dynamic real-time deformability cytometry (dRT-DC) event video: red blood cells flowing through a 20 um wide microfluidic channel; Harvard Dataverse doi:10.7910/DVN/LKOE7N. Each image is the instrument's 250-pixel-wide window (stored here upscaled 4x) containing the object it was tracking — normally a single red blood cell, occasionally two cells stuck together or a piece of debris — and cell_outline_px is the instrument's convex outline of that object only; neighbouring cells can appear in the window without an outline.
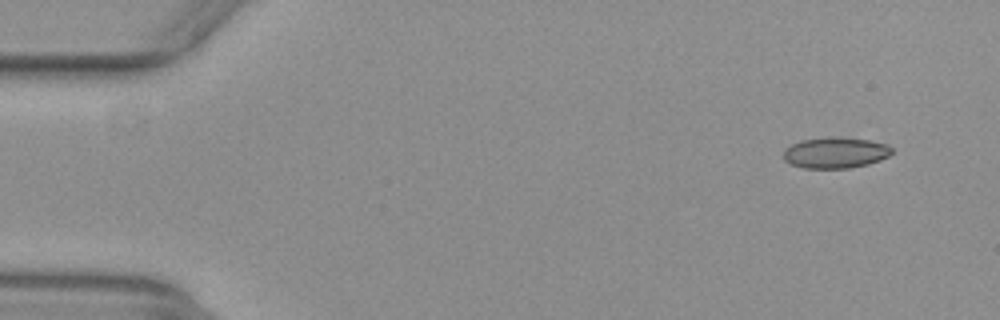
{"species": "common noctule bat (a hibernating species)", "species_latin": "Nyctalus noctula", "temperature_condition": "warm", "stored_images_in_passage": 53, "camera_frame_rate_fps": 3000, "um_per_image_px": 0.085, "animal": {"sex": "female", "body_mass_g": 29.2, "forearm_length_mm": 56.3}, "frame": {"image": 1, "passage_image": 4, "time_ms": 1.0, "image_size_px": [1000, 320], "cell_outline_px": [[892, 152], [888, 156], [880, 160], [868, 164], [848, 168], [804, 168], [792, 164], [784, 160], [784, 148], [800, 140], [828, 136], [840, 136], [868, 140], [888, 144], [892, 148]], "centroid_in_image_um": [71.0, 12.96], "position_along_channel_um": 14.0, "area_um2": 19.77}}
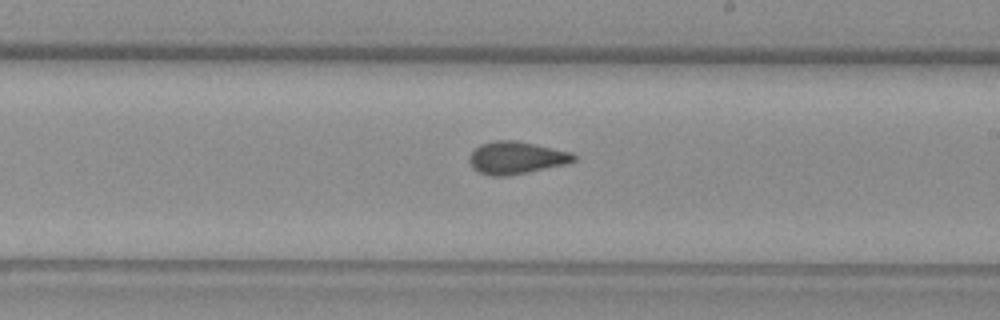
{"frame": {"image": 2, "passage_image": 31, "time_ms": 10.0, "image_size_px": [1000, 320], "cell_outline_px": [[576, 160], [568, 164], [508, 176], [492, 176], [476, 172], [472, 168], [468, 160], [468, 156], [480, 144], [496, 140], [516, 140], [572, 152], [576, 156]], "centroid_in_image_um": [43.87, 13.42], "position_along_channel_um": 245.1, "area_um2": 20.0}}
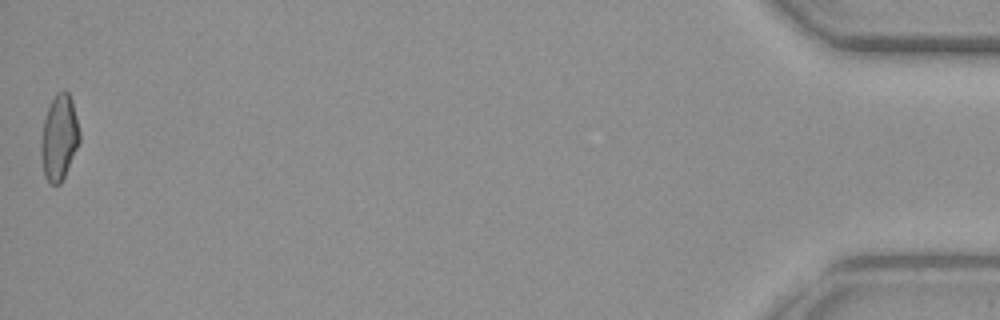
{"frame": {"image": 3, "passage_image": 53, "time_ms": 17.333, "image_size_px": [1000, 320], "cell_outline_px": [[80, 140], [64, 176], [60, 184], [48, 184], [44, 176], [40, 148], [40, 140], [44, 120], [48, 108], [56, 92], [64, 88], [68, 92], [72, 100], [80, 132]], "centroid_in_image_um": [5.01, 11.67], "position_along_channel_um": 430.2, "area_um2": 19.19}, "authors_computed_cell_mechanics": {"area_um2": 19.4208, "velocity_mm_per_s": 3.9132, "shape_relaxation_time_tau1_ms": null, "shape_relaxation_time_tau2_ms": 1.7416, "deformation_change_tau1": null, "deformation_change_tau2": 0.0845}}